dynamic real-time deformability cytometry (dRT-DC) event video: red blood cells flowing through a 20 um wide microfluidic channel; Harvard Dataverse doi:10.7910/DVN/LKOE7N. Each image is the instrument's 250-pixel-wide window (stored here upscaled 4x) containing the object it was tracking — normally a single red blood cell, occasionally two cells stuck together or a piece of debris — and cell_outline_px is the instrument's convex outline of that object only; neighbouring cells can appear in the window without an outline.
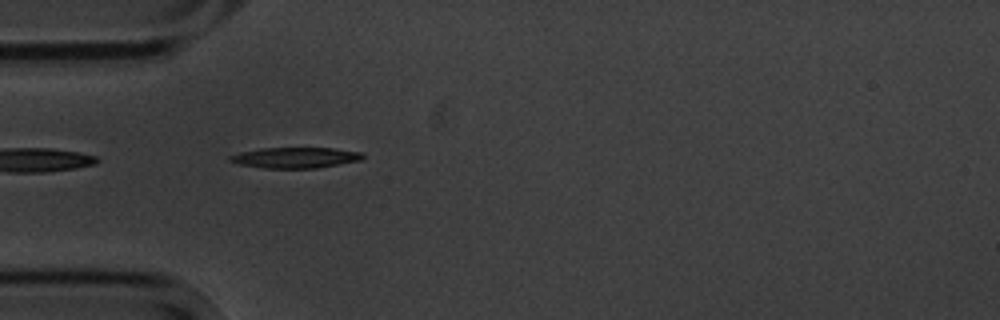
{"species": "common noctule bat (a hibernating species)", "species_latin": "Nyctalus noctula", "temperature_condition": "cold", "stored_images_in_passage": 5, "segment_of_instrument_passage": [2, 2], "camera_frame_rate_fps": 3000, "um_per_image_px": 0.085, "animal": {"sex": "male", "body_mass_g": 20.1, "forearm_length_mm": 53.5}, "frame": {"image": 1, "passage_image": 3, "time_ms": 2.333, "image_size_px": [1000, 320], "cell_outline_px": [[364, 156], [360, 160], [316, 168], [264, 168], [240, 164], [228, 160], [228, 156], [240, 152], [260, 148], [332, 148], [360, 152]], "centroid_in_image_um": [25.06, 13.39], "position_along_channel_um": 59.9, "area_um2": 15.84}}
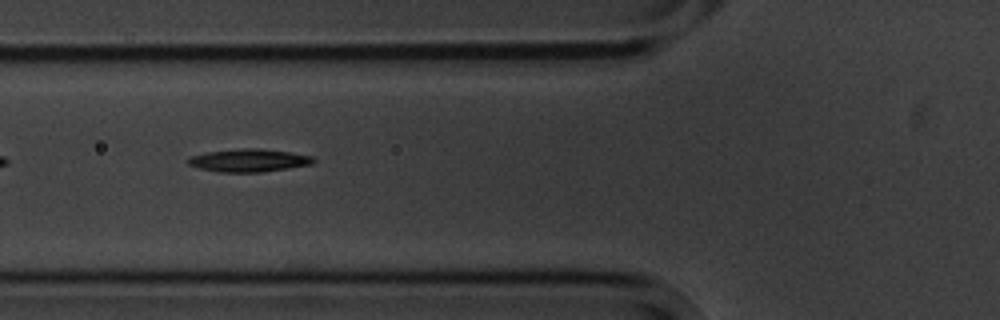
{"frame": {"image": 2, "passage_image": 4, "time_ms": 3.667, "image_size_px": [1000, 320], "cell_outline_px": [[316, 160], [312, 164], [260, 172], [220, 172], [200, 168], [188, 164], [184, 160], [188, 156], [204, 152], [240, 148], [260, 148], [288, 152], [312, 156]], "centroid_in_image_um": [21.08, 13.62], "position_along_channel_um": 104.7, "area_um2": 16.76}}
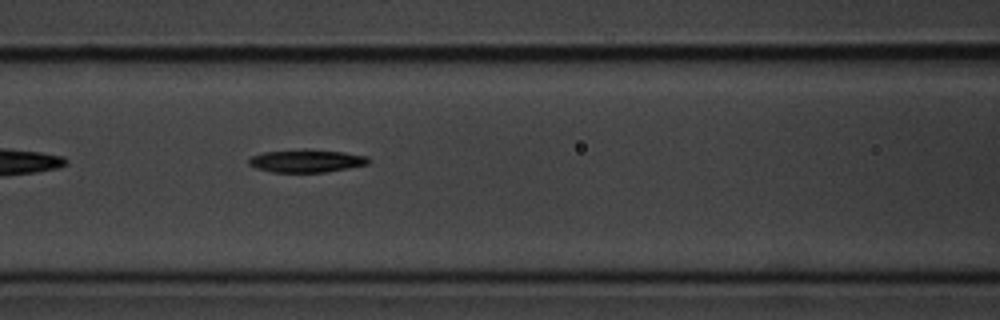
{"frame": {"image": 3, "passage_image": 5, "time_ms": 4.667, "image_size_px": [1000, 320], "cell_outline_px": [[368, 164], [348, 168], [324, 172], [272, 172], [256, 168], [248, 164], [248, 160], [252, 156], [264, 152], [304, 148], [308, 148], [344, 152], [368, 156]], "centroid_in_image_um": [26.03, 13.66], "position_along_channel_um": 140.6, "area_um2": 16.07}}